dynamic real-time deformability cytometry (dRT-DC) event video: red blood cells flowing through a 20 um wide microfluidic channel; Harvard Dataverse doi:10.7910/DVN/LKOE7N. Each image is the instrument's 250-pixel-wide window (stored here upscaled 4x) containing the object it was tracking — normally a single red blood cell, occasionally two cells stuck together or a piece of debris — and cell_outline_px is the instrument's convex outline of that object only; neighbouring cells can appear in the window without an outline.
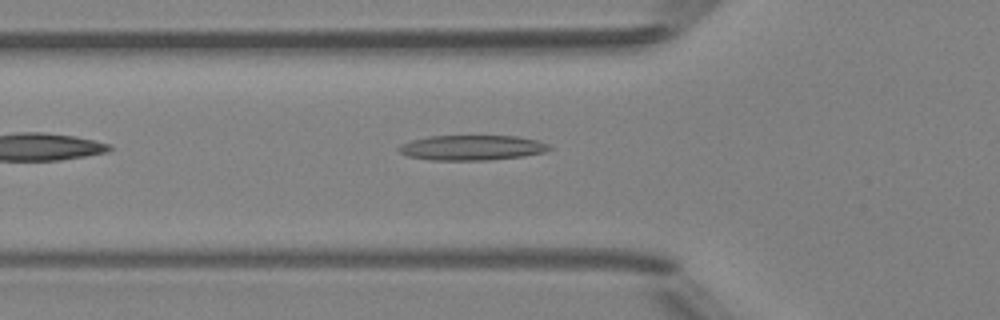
{"species": "Egyptian fruit bat (a non-hibernating species)", "species_latin": "Rousettus aegyptiacus", "temperature_condition": "room temperature", "stored_images_in_passage": 36, "camera_frame_rate_fps": 3000, "um_per_image_px": 0.085, "animal": {"sex": "female"}, "frame": {"image": 1, "passage_image": 4, "time_ms": 1.0, "image_size_px": [1000, 320], "cell_outline_px": [[552, 148], [544, 152], [524, 156], [488, 160], [432, 160], [408, 156], [400, 152], [396, 148], [400, 144], [412, 140], [428, 136], [516, 136], [536, 140], [548, 144]], "centroid_in_image_um": [40.09, 12.55], "position_along_channel_um": 85.7, "area_um2": 21.96}}
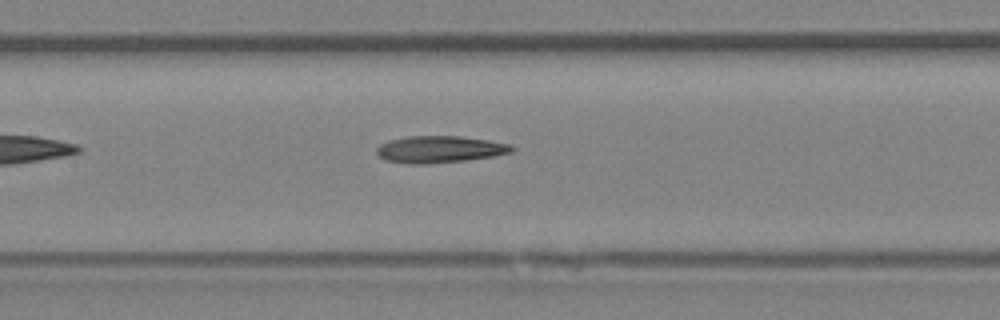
{"frame": {"image": 2, "passage_image": 10, "time_ms": 3.0, "image_size_px": [1000, 320], "cell_outline_px": [[516, 148], [512, 152], [492, 156], [464, 160], [424, 164], [408, 164], [388, 160], [380, 156], [376, 152], [376, 148], [380, 144], [388, 140], [408, 136], [460, 136], [488, 140], [508, 144]], "centroid_in_image_um": [37.35, 12.68], "position_along_channel_um": 170.0, "area_um2": 20.98}}
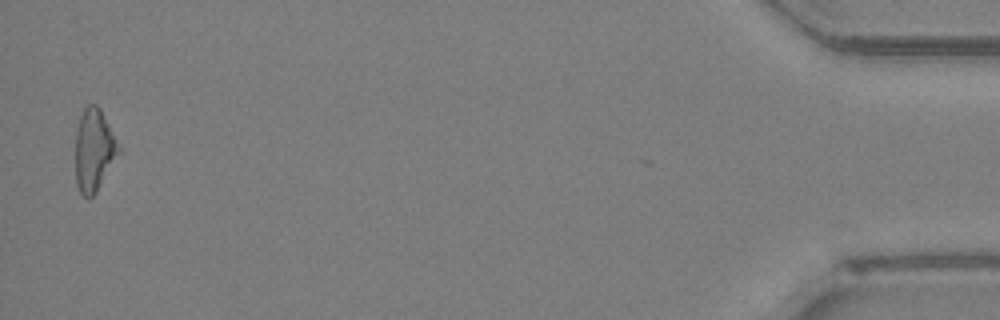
{"frame": {"image": 3, "passage_image": 35, "time_ms": 11.333, "image_size_px": [1000, 320], "cell_outline_px": [[120, 152], [96, 192], [88, 200], [80, 192], [76, 184], [76, 132], [80, 116], [84, 108], [88, 104], [96, 104], [100, 108], [120, 148]], "centroid_in_image_um": [7.97, 12.77], "position_along_channel_um": 427.2, "area_um2": 20.46}, "authors_computed_cell_mechanics": {"area_um2": 20.9814, "velocity_mm_per_s": 4.2112, "shape_relaxation_time_tau1_ms": null, "shape_relaxation_time_tau2_ms": 4.6412, "deformation_change_tau1": null, "deformation_change_tau2": 0.1757}}